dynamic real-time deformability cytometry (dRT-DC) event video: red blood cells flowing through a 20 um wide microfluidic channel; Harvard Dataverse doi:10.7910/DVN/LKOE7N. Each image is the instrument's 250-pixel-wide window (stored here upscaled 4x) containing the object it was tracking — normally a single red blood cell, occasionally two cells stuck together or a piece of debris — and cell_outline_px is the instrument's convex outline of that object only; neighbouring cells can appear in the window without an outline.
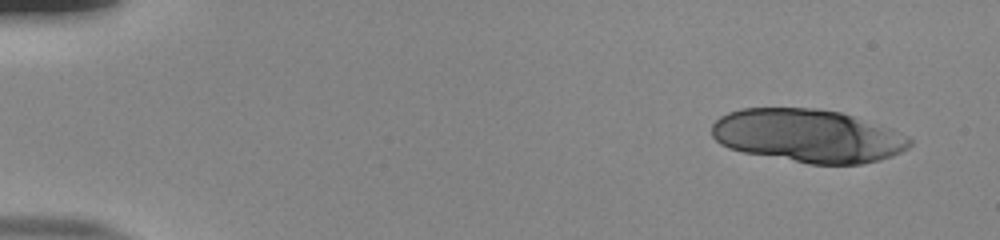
{"species": "human", "species_latin": "Homo sapiens", "temperature_condition": "room temperature", "stored_images_in_passage": 16, "camera_frame_rate_fps": 3000, "um_per_image_px": 0.085, "donor": {"sex": "male"}, "frame": {"image": 1, "passage_image": 1, "time_ms": 0.0, "image_size_px": [1000, 240], "cell_outline_px": [[912, 144], [908, 148], [892, 156], [880, 160], [860, 164], [808, 164], [744, 152], [728, 148], [720, 144], [712, 136], [712, 124], [720, 116], [728, 112], [740, 108], [820, 108], [840, 112], [892, 128], [908, 136], [912, 140]], "centroid_in_image_um": [68.68, 11.54], "position_along_channel_um": 16.3, "area_um2": 61.73}}